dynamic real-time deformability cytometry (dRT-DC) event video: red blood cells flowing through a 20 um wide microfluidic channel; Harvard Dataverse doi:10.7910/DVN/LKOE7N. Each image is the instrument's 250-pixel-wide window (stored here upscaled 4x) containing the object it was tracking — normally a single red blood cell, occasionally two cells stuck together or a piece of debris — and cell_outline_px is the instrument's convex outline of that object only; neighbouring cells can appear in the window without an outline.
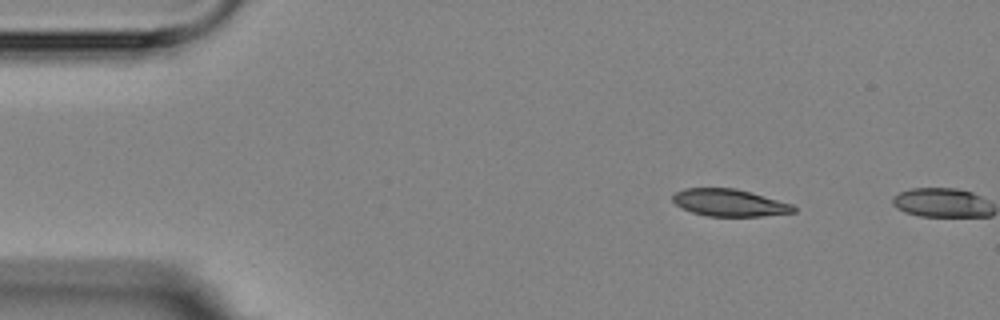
{"species": "Egyptian fruit bat (a non-hibernating species)", "species_latin": "Rousettus aegyptiacus", "temperature_condition": "room temperature", "stored_images_in_passage": 3, "camera_frame_rate_fps": 3000, "um_per_image_px": 0.085, "animal": {"sex": "female"}, "frame": {"image": 1, "passage_image": 2, "time_ms": 1.0, "image_size_px": [1000, 320], "cell_outline_px": [[796, 212], [760, 216], [708, 216], [692, 212], [676, 204], [672, 200], [672, 196], [676, 192], [684, 188], [736, 188], [752, 192], [792, 204], [796, 208]], "centroid_in_image_um": [62.01, 17.22], "position_along_channel_um": 23.0, "area_um2": 19.07}}